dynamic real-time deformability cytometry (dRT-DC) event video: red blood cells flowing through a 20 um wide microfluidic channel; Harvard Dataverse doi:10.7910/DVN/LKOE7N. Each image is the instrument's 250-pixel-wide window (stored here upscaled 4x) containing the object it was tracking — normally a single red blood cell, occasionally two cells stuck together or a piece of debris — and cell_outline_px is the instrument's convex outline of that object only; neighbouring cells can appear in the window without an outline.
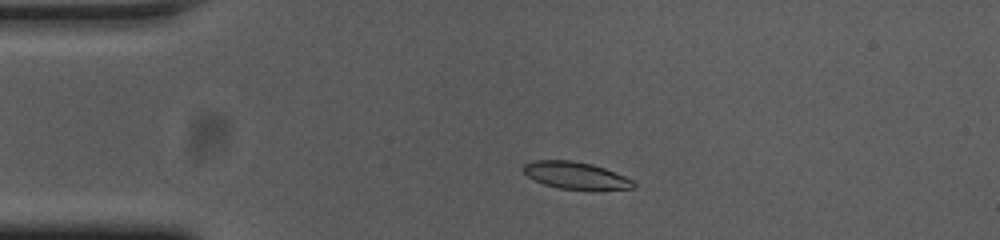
{"species": "common noctule bat (a hibernating species)", "species_latin": "Nyctalus noctula", "temperature_condition": "cold", "stored_images_in_passage": 44, "camera_frame_rate_fps": 3000, "um_per_image_px": 0.085, "animal": {"sex": "female", "body_mass_g": 23.0, "forearm_length_mm": 53.4}, "frame": {"image": 1, "passage_image": 1, "time_ms": 0.0, "image_size_px": [1000, 240], "cell_outline_px": [[636, 188], [560, 188], [544, 184], [528, 176], [524, 172], [524, 164], [532, 160], [572, 160], [592, 164], [604, 168], [624, 176], [632, 180], [636, 184]], "centroid_in_image_um": [48.9, 14.87], "position_along_channel_um": 36.1, "area_um2": 16.76}}
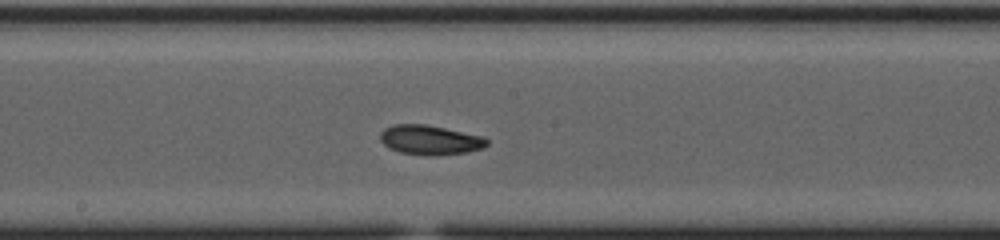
{"frame": {"image": 2, "passage_image": 18, "time_ms": 5.667, "image_size_px": [1000, 240], "cell_outline_px": [[488, 144], [484, 148], [468, 152], [436, 156], [428, 156], [400, 152], [388, 148], [380, 140], [380, 132], [384, 128], [392, 124], [424, 124], [484, 136], [488, 140]], "centroid_in_image_um": [36.55, 11.9], "position_along_channel_um": 211.6, "area_um2": 18.61}}
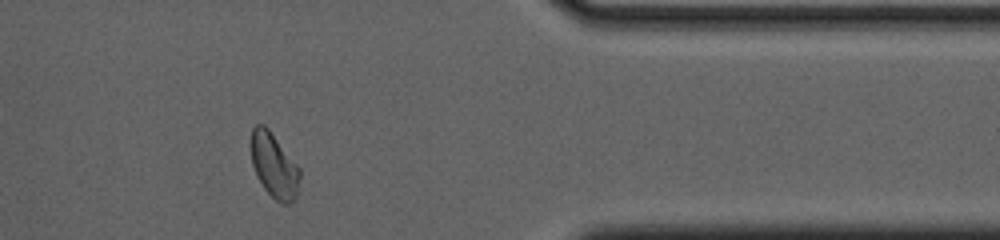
{"frame": {"image": 3, "passage_image": 34, "time_ms": 11.0, "image_size_px": [1000, 240], "cell_outline_px": [[300, 176], [296, 200], [288, 204], [280, 204], [264, 188], [256, 176], [252, 164], [252, 128], [256, 124], [264, 124], [268, 128], [300, 168]], "centroid_in_image_um": [23.32, 14.1], "position_along_channel_um": 388.1, "area_um2": 18.32}, "authors_computed_cell_mechanics": {"area_um2": 18.1203, "velocity_mm_per_s": 3.7138, "shape_relaxation_time_tau1_ms": 4.9377, "shape_relaxation_time_tau2_ms": 2.8397, "deformation_change_tau1": 0.1504, "deformation_change_tau2": 0.0798}}